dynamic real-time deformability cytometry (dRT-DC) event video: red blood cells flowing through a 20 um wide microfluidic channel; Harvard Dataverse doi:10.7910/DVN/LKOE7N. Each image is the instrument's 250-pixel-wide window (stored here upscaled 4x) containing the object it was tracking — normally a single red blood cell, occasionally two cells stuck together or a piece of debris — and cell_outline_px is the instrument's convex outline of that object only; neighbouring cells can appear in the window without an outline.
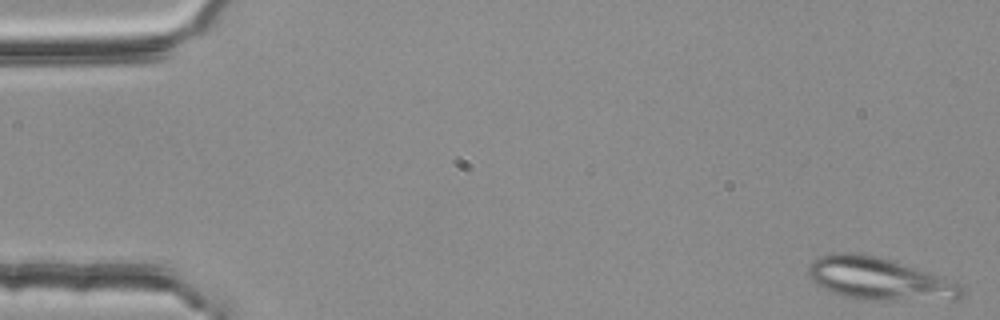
{"species": "common noctule bat (a hibernating species)", "species_latin": "Nyctalus noctula", "temperature_condition": "room temperature", "stored_images_in_passage": 51, "segment_of_instrument_passage": [1, 2], "camera_frame_rate_fps": 3000, "um_per_image_px": 0.085, "animal": {"sex": "female", "body_mass_g": 25.1}, "frame": {"image": 1, "passage_image": 1, "time_ms": 0.0, "image_size_px": [1000, 320], "cell_outline_px": [[964, 296], [956, 300], [864, 300], [844, 296], [832, 292], [816, 284], [808, 276], [808, 268], [812, 260], [820, 256], [832, 252], [856, 252], [876, 256], [932, 272], [944, 276], [960, 284], [964, 288]], "centroid_in_image_um": [74.78, 23.7], "position_along_channel_um": 10.2, "area_um2": 38.49}}